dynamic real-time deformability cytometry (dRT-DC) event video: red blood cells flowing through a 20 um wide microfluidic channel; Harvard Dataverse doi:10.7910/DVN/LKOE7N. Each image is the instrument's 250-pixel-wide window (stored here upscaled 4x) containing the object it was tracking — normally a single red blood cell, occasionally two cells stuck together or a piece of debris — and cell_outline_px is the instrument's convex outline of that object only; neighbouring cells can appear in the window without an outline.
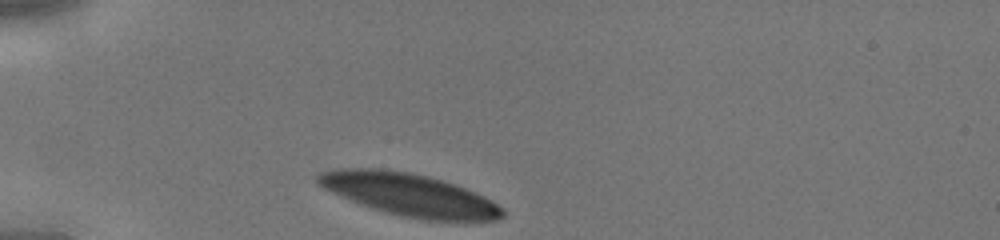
{"species": "human", "species_latin": "Homo sapiens", "temperature_condition": "cold", "stored_images_in_passage": 26, "camera_frame_rate_fps": 3000, "um_per_image_px": 0.085, "donor": {"sex": "male"}, "frame": {"image": 1, "passage_image": 1, "time_ms": 0.0, "image_size_px": [1000, 240], "cell_outline_px": [[504, 216], [496, 220], [424, 220], [400, 216], [384, 212], [360, 204], [332, 192], [324, 188], [316, 180], [316, 176], [320, 172], [336, 168], [384, 168], [408, 172], [428, 176], [444, 180], [476, 192], [492, 200], [504, 208]], "centroid_in_image_um": [34.8, 16.54], "position_along_channel_um": 50.2, "area_um2": 45.84}}
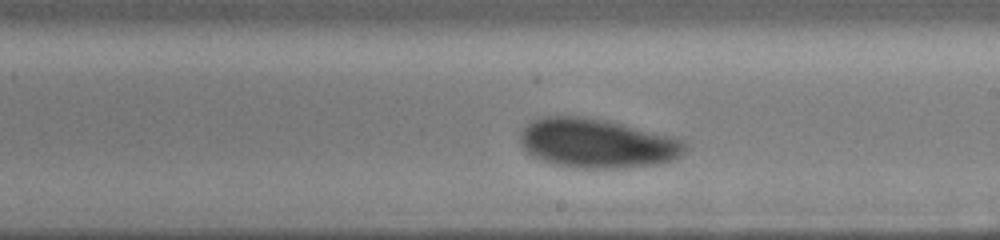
{"frame": {"image": 2, "passage_image": 15, "time_ms": 4.667, "image_size_px": [1000, 240], "cell_outline_px": [[688, 148], [680, 156], [672, 160], [660, 164], [624, 168], [572, 168], [552, 164], [540, 160], [532, 156], [520, 144], [520, 128], [532, 120], [544, 116], [580, 116], [608, 120], [672, 136], [684, 140]], "centroid_in_image_um": [50.73, 12.18], "position_along_channel_um": 238.3, "area_um2": 48.09}}
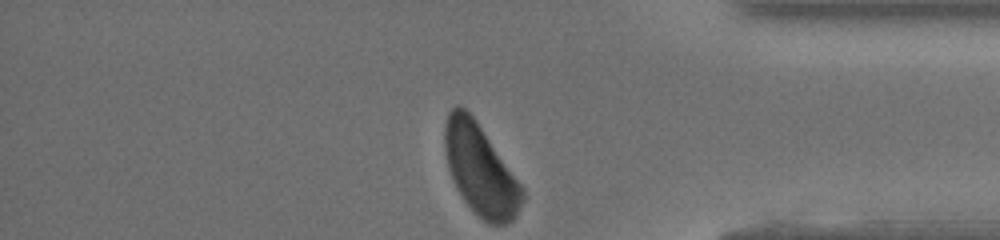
{"frame": {"image": 3, "passage_image": 26, "time_ms": 8.333, "image_size_px": [1000, 240], "cell_outline_px": [[524, 200], [516, 216], [508, 224], [488, 224], [464, 200], [456, 188], [448, 168], [444, 148], [444, 124], [448, 112], [456, 104], [460, 104], [476, 120], [524, 188]], "centroid_in_image_um": [40.83, 14.42], "position_along_channel_um": 394.4, "area_um2": 40.92}}